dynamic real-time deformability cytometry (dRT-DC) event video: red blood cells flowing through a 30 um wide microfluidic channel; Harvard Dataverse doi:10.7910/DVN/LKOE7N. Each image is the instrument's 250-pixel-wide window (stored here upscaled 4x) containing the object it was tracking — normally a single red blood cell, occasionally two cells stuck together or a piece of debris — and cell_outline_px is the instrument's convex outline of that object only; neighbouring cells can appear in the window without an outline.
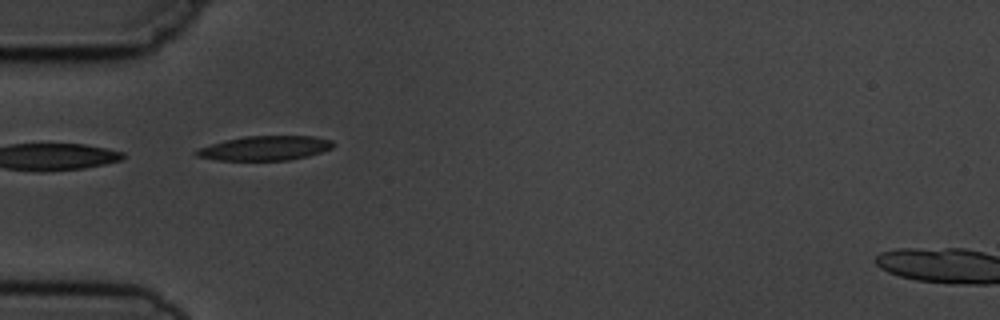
{"species": "common noctule bat (a hibernating species)", "species_latin": "Nyctalus noctula", "temperature_condition": "cold", "stored_images_in_passage": 6, "camera_frame_rate_fps": 3000, "um_per_image_px": 0.085, "animal": {"sex": "male", "body_mass_g": 19.5, "forearm_length_mm": 54.6}, "frame": {"image": 1, "passage_image": 3, "time_ms": 2.0, "image_size_px": [1000, 320], "cell_outline_px": [[336, 144], [332, 148], [308, 156], [288, 160], [216, 160], [196, 156], [192, 152], [200, 148], [224, 140], [244, 136], [312, 136], [332, 140]], "centroid_in_image_um": [22.53, 12.59], "position_along_channel_um": 62.5, "area_um2": 19.48}}
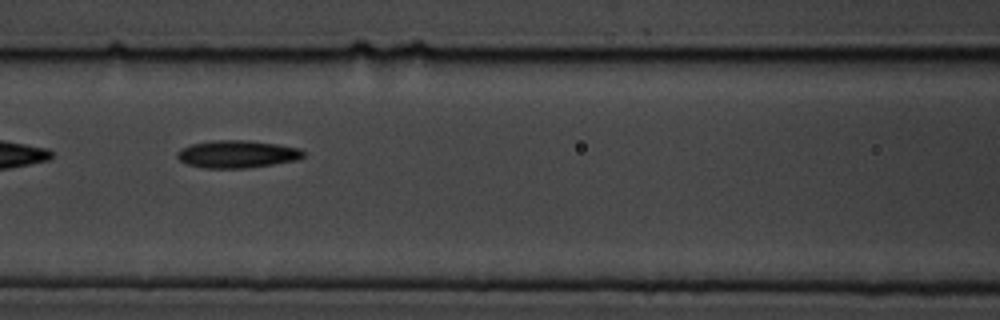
{"frame": {"image": 2, "passage_image": 5, "time_ms": 4.333, "image_size_px": [1000, 320], "cell_outline_px": [[304, 156], [300, 160], [244, 168], [204, 168], [188, 164], [180, 160], [176, 156], [176, 152], [180, 148], [192, 144], [212, 140], [244, 140], [276, 144], [300, 148], [304, 152]], "centroid_in_image_um": [20.15, 13.1], "position_along_channel_um": 146.4, "area_um2": 20.23}}
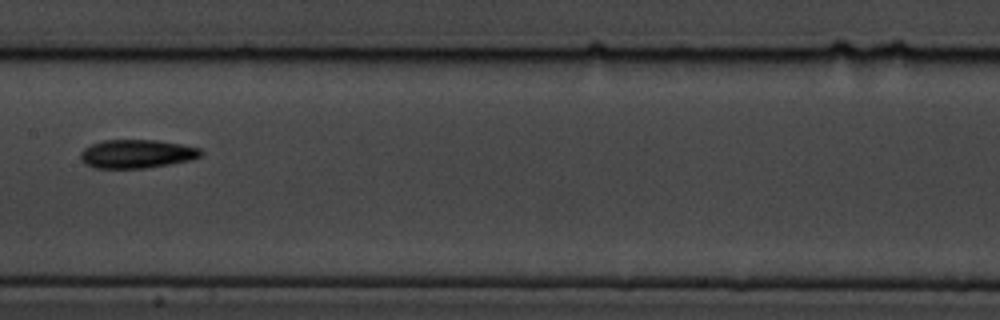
{"frame": {"image": 3, "passage_image": 6, "time_ms": 5.667, "image_size_px": [1000, 320], "cell_outline_px": [[204, 152], [200, 156], [192, 160], [144, 168], [96, 168], [84, 164], [80, 160], [80, 152], [84, 148], [92, 144], [104, 140], [156, 140], [180, 144], [200, 148]], "centroid_in_image_um": [11.61, 13.08], "position_along_channel_um": 195.8, "area_um2": 20.06}}